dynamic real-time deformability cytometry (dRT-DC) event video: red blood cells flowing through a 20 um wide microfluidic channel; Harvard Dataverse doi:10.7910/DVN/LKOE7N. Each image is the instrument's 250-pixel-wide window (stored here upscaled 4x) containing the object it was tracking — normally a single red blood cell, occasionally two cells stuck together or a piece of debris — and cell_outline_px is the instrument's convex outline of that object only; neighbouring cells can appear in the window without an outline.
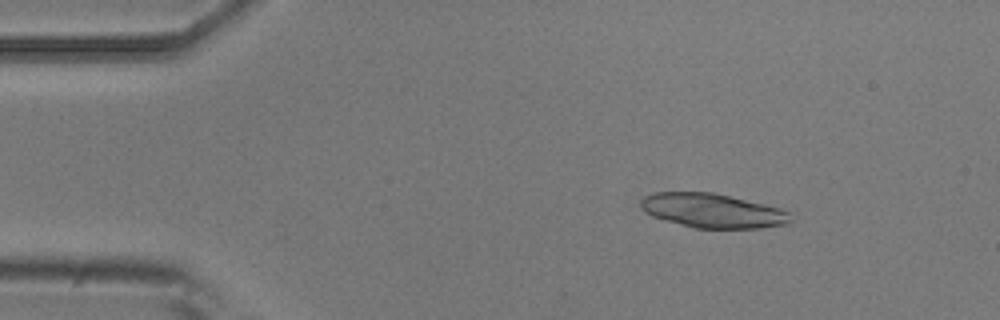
{"species": "common noctule bat (a hibernating species)", "species_latin": "Nyctalus noctula", "temperature_condition": "room temperature", "stored_images_in_passage": 26, "camera_frame_rate_fps": 3000, "um_per_image_px": 0.085, "animal": {"sex": "male", "body_mass_g": 20.5, "forearm_length_mm": 52.5}, "frame": {"image": 1, "passage_image": 7, "time_ms": 2.0, "image_size_px": [1000, 320], "cell_outline_px": [[792, 220], [788, 224], [760, 228], [696, 228], [664, 220], [652, 216], [644, 212], [640, 208], [640, 200], [644, 196], [656, 192], [712, 192], [764, 204], [780, 208], [788, 212]], "centroid_in_image_um": [60.54, 17.91], "position_along_channel_um": 24.5, "area_um2": 29.88}}